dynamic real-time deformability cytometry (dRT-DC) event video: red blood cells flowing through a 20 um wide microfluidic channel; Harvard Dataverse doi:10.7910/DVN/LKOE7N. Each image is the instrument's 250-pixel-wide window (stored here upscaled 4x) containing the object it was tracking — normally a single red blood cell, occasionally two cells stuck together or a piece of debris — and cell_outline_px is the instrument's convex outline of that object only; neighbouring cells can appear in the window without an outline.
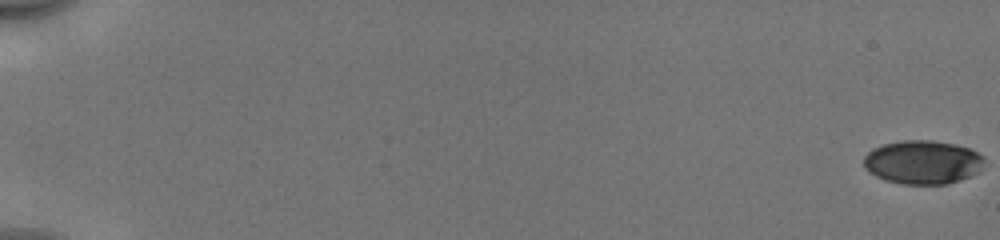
{"species": "human", "species_latin": "Homo sapiens", "temperature_condition": "cold", "stored_images_in_passage": 55, "camera_frame_rate_fps": 3000, "um_per_image_px": 0.085, "donor": {"sex": "male"}, "frame": {"image": 1, "passage_image": 1, "time_ms": 0.0, "image_size_px": [1000, 240], "cell_outline_px": [[984, 160], [980, 172], [972, 176], [948, 184], [900, 184], [884, 180], [868, 172], [864, 168], [864, 156], [872, 148], [884, 144], [904, 140], [932, 140], [956, 144], [968, 148], [984, 156]], "centroid_in_image_um": [78.43, 13.79], "position_along_channel_um": 6.6, "area_um2": 31.04}}
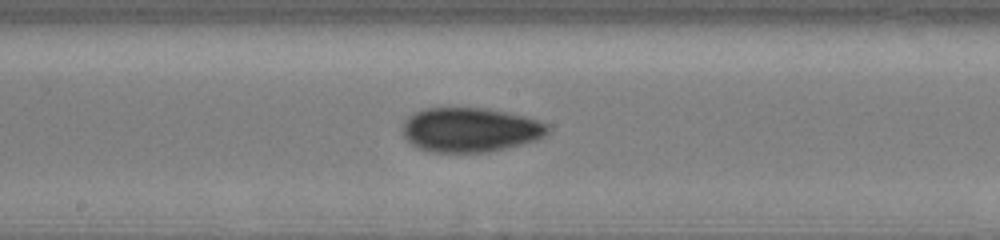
{"frame": {"image": 2, "passage_image": 32, "time_ms": 10.333, "image_size_px": [1000, 240], "cell_outline_px": [[552, 128], [544, 136], [536, 140], [488, 152], [432, 152], [420, 148], [412, 144], [404, 136], [404, 120], [408, 116], [424, 108], [488, 108], [524, 116], [548, 124]], "centroid_in_image_um": [39.98, 11.03], "position_along_channel_um": 208.2, "area_um2": 37.4}}
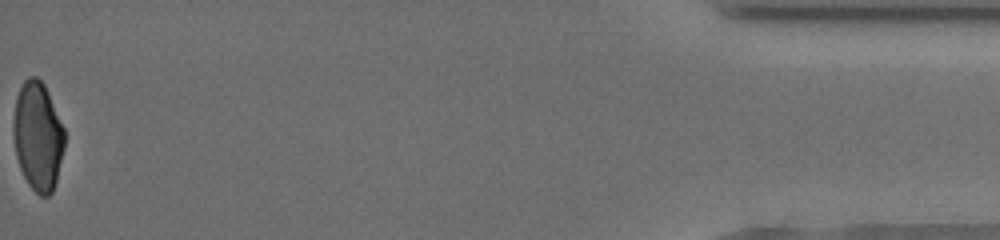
{"frame": {"image": 3, "passage_image": 55, "time_ms": 18.0, "image_size_px": [1000, 240], "cell_outline_px": [[64, 148], [56, 180], [52, 192], [48, 196], [40, 196], [28, 184], [20, 168], [16, 156], [12, 136], [12, 124], [16, 96], [24, 80], [28, 76], [36, 76], [44, 84], [48, 92], [64, 128]], "centroid_in_image_um": [3.19, 11.56], "position_along_channel_um": 432.0, "area_um2": 32.54}, "authors_computed_cell_mechanics": {"area_um2": 34.0442, "velocity_mm_per_s": 3.9867, "shape_relaxation_time_tau1_ms": 7.2017, "shape_relaxation_time_tau2_ms": 2.5567, "deformation_change_tau1": 0.1757, "deformation_change_tau2": 0.0666}}